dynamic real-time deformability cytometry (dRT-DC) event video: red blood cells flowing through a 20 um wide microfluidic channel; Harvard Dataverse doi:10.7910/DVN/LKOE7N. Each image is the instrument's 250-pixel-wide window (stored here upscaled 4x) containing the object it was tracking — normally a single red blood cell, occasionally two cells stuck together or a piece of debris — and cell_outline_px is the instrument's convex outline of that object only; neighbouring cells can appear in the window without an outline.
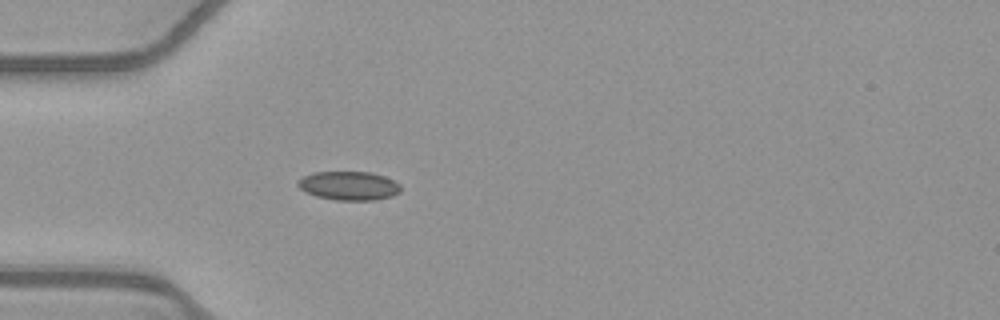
{"species": "common noctule bat (a hibernating species)", "species_latin": "Nyctalus noctula", "temperature_condition": "warm", "stored_images_in_passage": 38, "camera_frame_rate_fps": 3000, "um_per_image_px": 0.085, "animal": {"sex": "female", "body_mass_g": 21.9}, "frame": {"image": 1, "passage_image": 1, "time_ms": 0.0, "image_size_px": [1000, 320], "cell_outline_px": [[400, 192], [392, 196], [376, 200], [336, 200], [316, 196], [304, 192], [296, 184], [296, 180], [312, 172], [372, 172], [384, 176], [400, 184]], "centroid_in_image_um": [29.63, 15.79], "position_along_channel_um": 55.4, "area_um2": 17.4}}
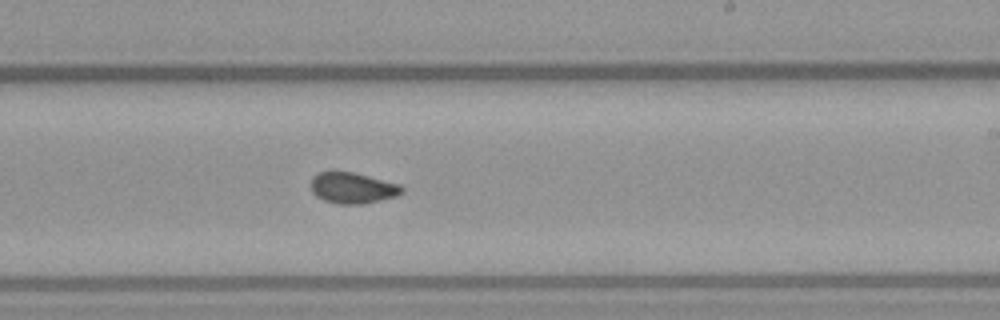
{"frame": {"image": 2, "passage_image": 17, "time_ms": 5.333, "image_size_px": [1000, 320], "cell_outline_px": [[404, 192], [396, 196], [364, 204], [340, 204], [324, 200], [316, 196], [312, 192], [308, 184], [312, 176], [320, 172], [352, 172], [400, 184], [404, 188]], "centroid_in_image_um": [29.94, 15.98], "position_along_channel_um": 259.1, "area_um2": 16.53}}
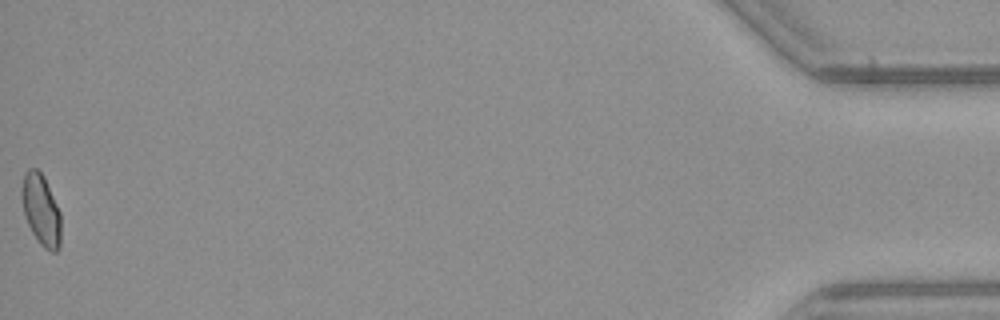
{"frame": {"image": 3, "passage_image": 38, "time_ms": 12.333, "image_size_px": [1000, 320], "cell_outline_px": [[60, 248], [56, 252], [52, 252], [44, 248], [40, 244], [32, 232], [28, 224], [24, 212], [20, 196], [20, 188], [24, 172], [28, 168], [36, 168], [44, 176], [60, 212]], "centroid_in_image_um": [3.47, 17.81], "position_along_channel_um": 431.7, "area_um2": 16.42}, "authors_computed_cell_mechanics": {"area_um2": 16.2996, "velocity_mm_per_s": 3.9353, "shape_relaxation_time_tau1_ms": null, "shape_relaxation_time_tau2_ms": 1.2526, "deformation_change_tau1": null, "deformation_change_tau2": 0.051}}